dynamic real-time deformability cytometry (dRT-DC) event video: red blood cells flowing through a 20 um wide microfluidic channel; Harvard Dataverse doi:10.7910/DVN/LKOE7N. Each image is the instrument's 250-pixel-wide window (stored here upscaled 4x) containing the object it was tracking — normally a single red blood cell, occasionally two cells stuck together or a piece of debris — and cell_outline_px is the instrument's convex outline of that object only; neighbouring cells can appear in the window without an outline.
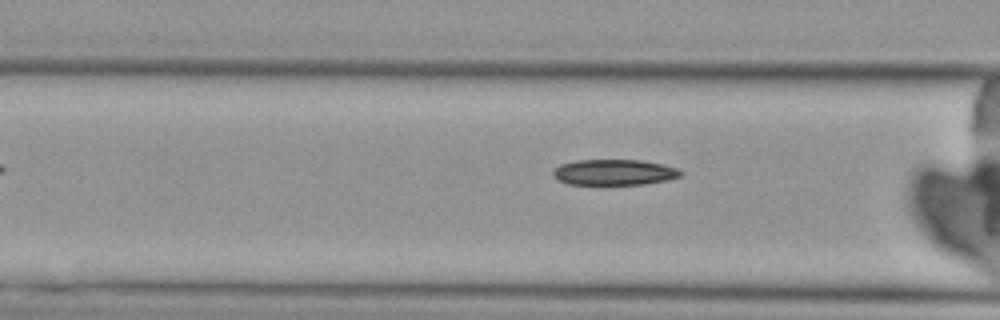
{"species": "Egyptian fruit bat (a non-hibernating species)", "species_latin": "Rousettus aegyptiacus", "temperature_condition": "cold", "stored_images_in_passage": 7, "camera_frame_rate_fps": 3000, "um_per_image_px": 0.085, "animal": {"sex": "female"}, "frame": {"image": 1, "passage_image": 6, "time_ms": 6.333, "image_size_px": [1000, 320], "cell_outline_px": [[684, 172], [680, 176], [668, 180], [644, 184], [568, 184], [552, 176], [552, 172], [560, 164], [576, 160], [640, 160], [664, 164], [676, 168]], "centroid_in_image_um": [52.22, 14.64], "position_along_channel_um": 114.4, "area_um2": 19.13}}